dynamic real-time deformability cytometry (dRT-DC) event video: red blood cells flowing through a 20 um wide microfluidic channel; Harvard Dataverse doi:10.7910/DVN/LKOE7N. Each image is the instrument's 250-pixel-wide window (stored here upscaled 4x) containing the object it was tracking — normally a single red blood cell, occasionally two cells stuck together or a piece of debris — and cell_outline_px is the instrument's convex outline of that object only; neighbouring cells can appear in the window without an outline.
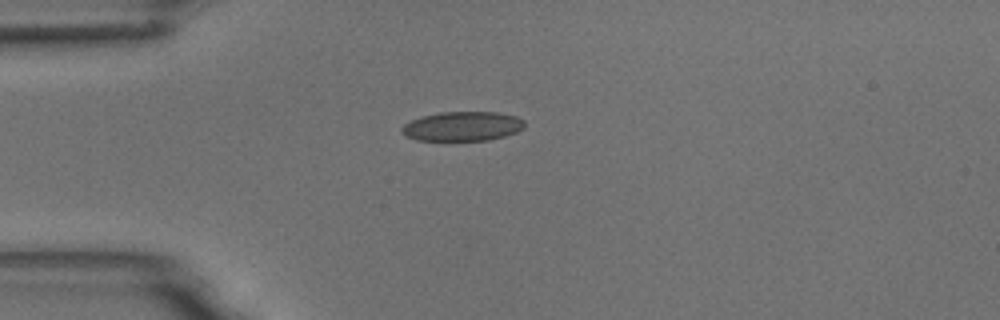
{"species": "common noctule bat (a hibernating species)", "species_latin": "Nyctalus noctula", "temperature_condition": "room temperature", "stored_images_in_passage": 1, "camera_frame_rate_fps": 3000, "um_per_image_px": 0.085, "animal": {"sex": "male", "body_mass_g": 18.8}, "frame": {"image": 1, "passage_image": 1, "time_ms": 0.0, "image_size_px": [1000, 320], "cell_outline_px": [[524, 128], [516, 132], [504, 136], [488, 140], [416, 140], [404, 136], [400, 132], [400, 128], [404, 124], [412, 120], [424, 116], [440, 112], [496, 112], [516, 116], [524, 120]], "centroid_in_image_um": [39.29, 10.73], "position_along_channel_um": 45.7, "area_um2": 21.04}}